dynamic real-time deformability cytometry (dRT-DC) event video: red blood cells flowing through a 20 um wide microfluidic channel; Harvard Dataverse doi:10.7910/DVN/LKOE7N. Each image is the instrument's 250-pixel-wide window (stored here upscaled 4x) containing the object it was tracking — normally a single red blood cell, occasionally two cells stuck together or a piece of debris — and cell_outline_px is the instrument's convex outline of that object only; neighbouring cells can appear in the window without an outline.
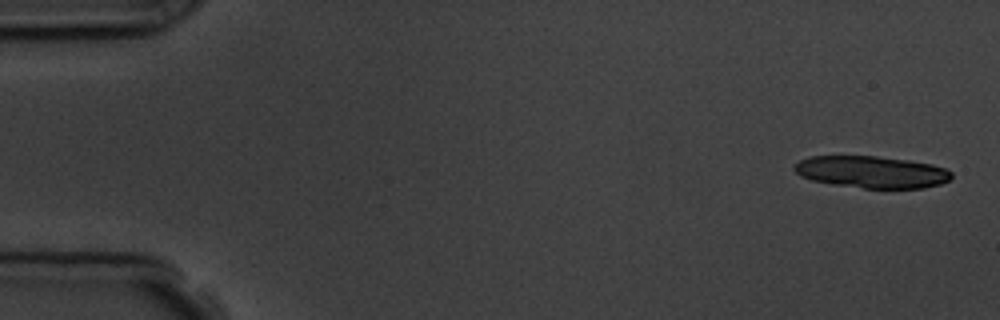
{"species": "common noctule bat (a hibernating species)", "species_latin": "Nyctalus noctula", "temperature_condition": "room temperature", "stored_images_in_passage": 4, "camera_frame_rate_fps": 3000, "um_per_image_px": 0.085, "animal": {"sex": "male", "body_mass_g": 19.5, "forearm_length_mm": 54.6}, "frame": {"image": 1, "passage_image": 1, "time_ms": 0.0, "image_size_px": [1000, 320], "cell_outline_px": [[952, 176], [948, 180], [940, 184], [924, 188], [864, 188], [832, 184], [812, 180], [800, 176], [792, 168], [800, 160], [808, 156], [876, 156], [908, 160], [932, 164], [948, 168], [952, 172]], "centroid_in_image_um": [74.1, 14.61], "position_along_channel_um": 10.9, "area_um2": 29.36}}